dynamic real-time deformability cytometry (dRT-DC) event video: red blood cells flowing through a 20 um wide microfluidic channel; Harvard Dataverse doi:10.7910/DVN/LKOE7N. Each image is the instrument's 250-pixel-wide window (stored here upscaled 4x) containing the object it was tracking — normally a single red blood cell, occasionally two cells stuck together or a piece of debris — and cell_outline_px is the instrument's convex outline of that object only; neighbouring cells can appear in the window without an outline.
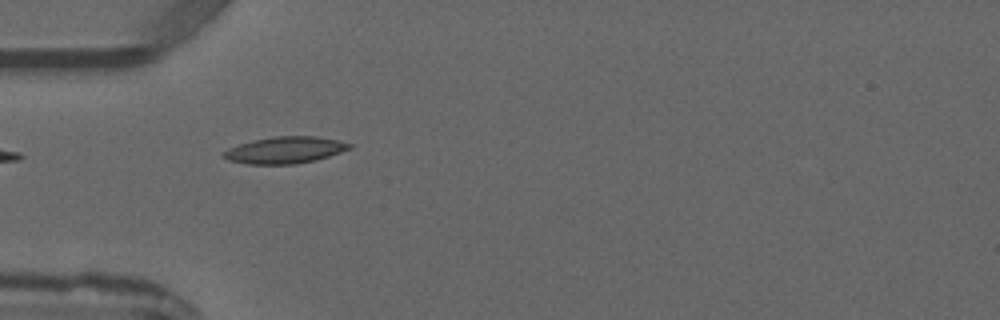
{"species": "common noctule bat (a hibernating species)", "species_latin": "Nyctalus noctula", "temperature_condition": "warm", "stored_images_in_passage": 4, "camera_frame_rate_fps": 3000, "um_per_image_px": 0.085, "animal": {"sex": "male", "forearm_length_mm": 52.5}, "frame": {"image": 1, "passage_image": 4, "time_ms": 4.333, "image_size_px": [1000, 320], "cell_outline_px": [[352, 148], [316, 160], [296, 164], [248, 164], [228, 160], [224, 156], [224, 152], [228, 148], [252, 140], [272, 136], [316, 136], [336, 140], [352, 144]], "centroid_in_image_um": [24.23, 12.75], "position_along_channel_um": 60.8, "area_um2": 19.48}}